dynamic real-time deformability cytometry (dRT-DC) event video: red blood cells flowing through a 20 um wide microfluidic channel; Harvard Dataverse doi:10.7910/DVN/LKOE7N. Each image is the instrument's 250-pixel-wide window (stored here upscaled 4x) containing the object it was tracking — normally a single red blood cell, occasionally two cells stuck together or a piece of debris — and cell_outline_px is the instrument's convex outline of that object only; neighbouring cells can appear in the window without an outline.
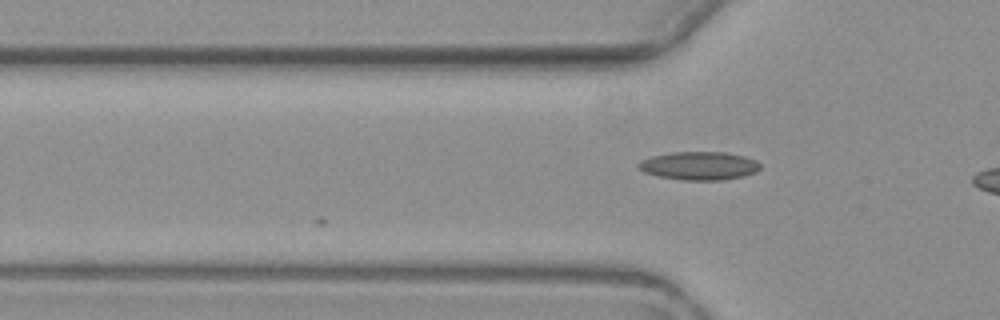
{"species": "common noctule bat (a hibernating species)", "species_latin": "Nyctalus noctula", "temperature_condition": "warm", "stored_images_in_passage": 3, "camera_frame_rate_fps": 3000, "um_per_image_px": 0.085, "animal": {"sex": "female", "body_mass_g": 19.3, "forearm_length_mm": 54.1}, "frame": {"image": 1, "passage_image": 3, "time_ms": 2.333, "image_size_px": [1000, 320], "cell_outline_px": [[760, 168], [756, 172], [744, 176], [720, 180], [684, 180], [660, 176], [644, 172], [636, 164], [640, 160], [652, 156], [672, 152], [724, 152], [744, 156], [756, 160], [760, 164]], "centroid_in_image_um": [59.44, 14.08], "position_along_channel_um": 66.4, "area_um2": 20.0}}